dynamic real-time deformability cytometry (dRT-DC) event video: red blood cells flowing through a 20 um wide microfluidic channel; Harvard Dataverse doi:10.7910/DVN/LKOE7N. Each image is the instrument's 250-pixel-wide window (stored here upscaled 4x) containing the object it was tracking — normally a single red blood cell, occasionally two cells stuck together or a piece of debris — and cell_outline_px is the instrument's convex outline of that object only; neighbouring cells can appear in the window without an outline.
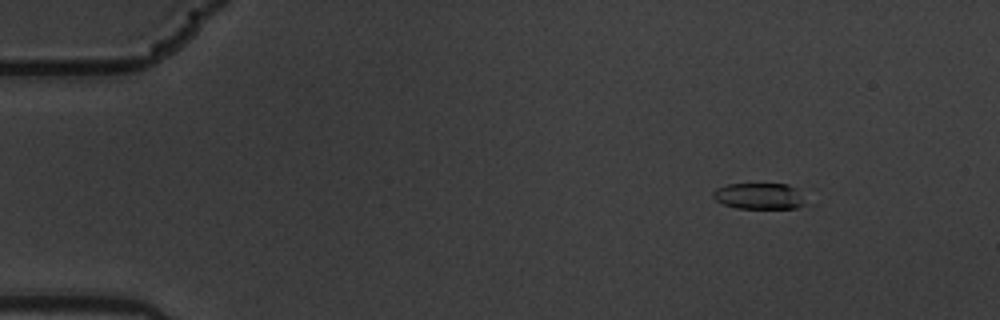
{"species": "common noctule bat (a hibernating species)", "species_latin": "Nyctalus noctula", "temperature_condition": "warm", "stored_images_in_passage": 16, "camera_frame_rate_fps": 3000, "um_per_image_px": 0.085, "animal": {"sex": "male", "body_mass_g": 19.5, "forearm_length_mm": 54.6}, "frame": {"image": 1, "passage_image": 3, "time_ms": 0.667, "image_size_px": [1000, 320], "cell_outline_px": [[812, 204], [796, 208], [736, 208], [724, 204], [716, 200], [712, 196], [712, 192], [716, 188], [728, 184], [788, 184], [800, 188]], "centroid_in_image_um": [64.69, 16.67], "position_along_channel_um": 20.3, "area_um2": 14.74}}
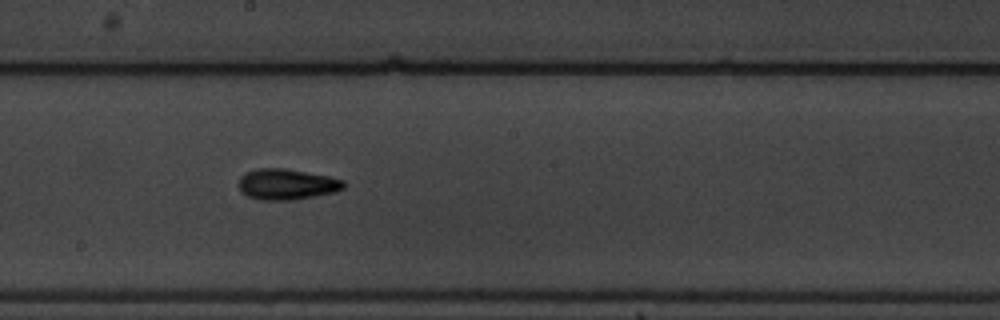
{"frame": {"image": 2, "passage_image": 10, "time_ms": 3.0, "image_size_px": [1000, 320], "cell_outline_px": [[344, 188], [336, 192], [292, 200], [260, 200], [248, 196], [240, 192], [240, 176], [244, 172], [256, 168], [284, 168], [328, 176], [344, 180]], "centroid_in_image_um": [24.35, 15.66], "position_along_channel_um": 223.8, "area_um2": 18.9}}
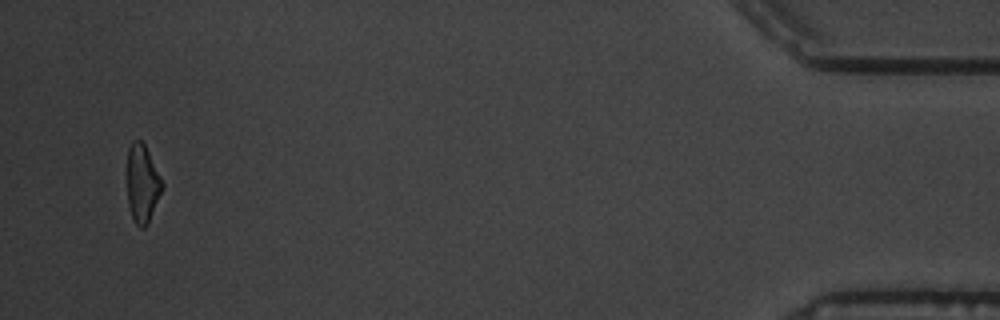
{"frame": {"image": 3, "passage_image": 16, "time_ms": 5.0, "image_size_px": [1000, 320], "cell_outline_px": [[164, 184], [148, 224], [144, 228], [140, 228], [136, 224], [132, 216], [128, 204], [128, 148], [132, 140], [140, 140], [144, 144]], "centroid_in_image_um": [12.1, 15.61], "position_along_channel_um": 423.1, "area_um2": 15.61}}